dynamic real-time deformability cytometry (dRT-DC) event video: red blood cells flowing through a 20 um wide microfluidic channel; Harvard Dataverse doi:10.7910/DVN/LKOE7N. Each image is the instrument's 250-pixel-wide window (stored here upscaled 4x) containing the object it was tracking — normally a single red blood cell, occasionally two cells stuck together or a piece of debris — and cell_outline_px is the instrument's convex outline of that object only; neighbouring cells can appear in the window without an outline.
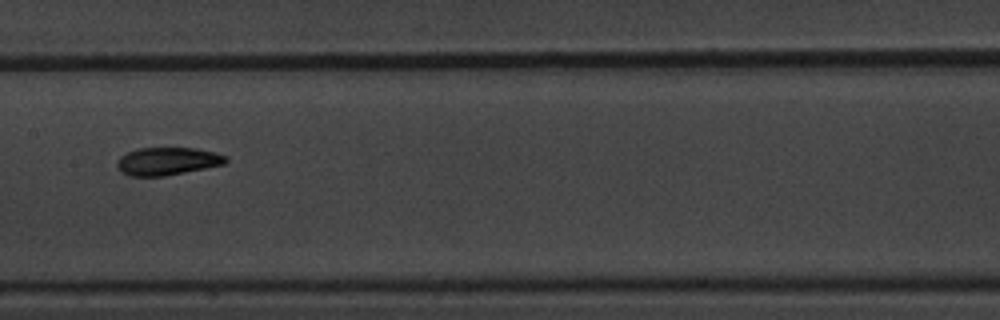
{"species": "common noctule bat (a hibernating species)", "species_latin": "Nyctalus noctula", "temperature_condition": "warm", "stored_images_in_passage": 12, "camera_frame_rate_fps": 3000, "um_per_image_px": 0.085, "animal": {"sex": "male", "body_mass_g": 20.1, "forearm_length_mm": 53.5}, "frame": {"image": 1, "passage_image": 9, "time_ms": 2.667, "image_size_px": [1000, 320], "cell_outline_px": [[228, 160], [224, 164], [164, 176], [132, 176], [124, 172], [116, 164], [120, 156], [136, 148], [196, 148], [216, 152], [228, 156]], "centroid_in_image_um": [14.27, 13.68], "position_along_channel_um": 193.1, "area_um2": 17.46}}
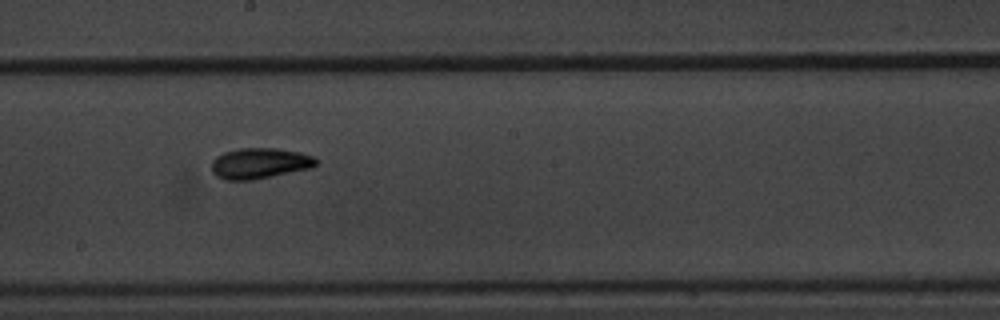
{"frame": {"image": 2, "passage_image": 10, "time_ms": 3.0, "image_size_px": [1000, 320], "cell_outline_px": [[320, 160], [312, 168], [252, 180], [224, 180], [216, 176], [212, 172], [212, 160], [216, 156], [224, 152], [240, 148], [276, 148], [300, 152], [316, 156]], "centroid_in_image_um": [22.1, 13.88], "position_along_channel_um": 226.1, "area_um2": 18.96}}